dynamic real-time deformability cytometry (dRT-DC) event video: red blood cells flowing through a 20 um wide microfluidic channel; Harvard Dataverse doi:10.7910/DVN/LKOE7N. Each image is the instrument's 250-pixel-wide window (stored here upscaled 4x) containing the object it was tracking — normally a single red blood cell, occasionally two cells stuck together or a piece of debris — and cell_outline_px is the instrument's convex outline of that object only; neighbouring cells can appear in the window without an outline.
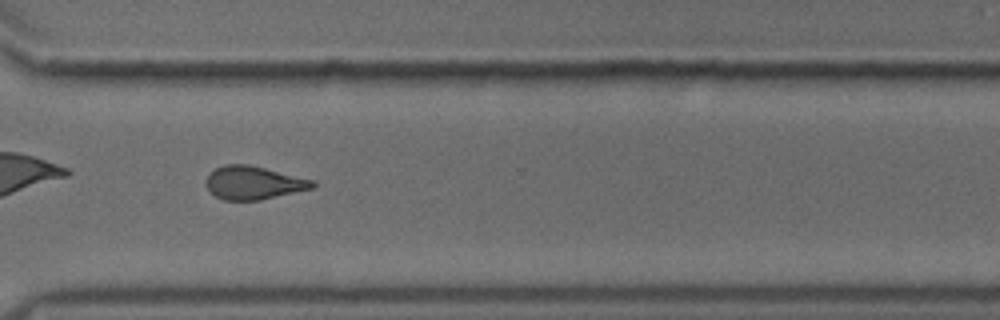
{"species": "common noctule bat (a hibernating species)", "species_latin": "Nyctalus noctula", "temperature_condition": "cold", "stored_images_in_passage": 33, "camera_frame_rate_fps": 3000, "um_per_image_px": 0.085, "animal": {"sex": "male", "body_mass_g": 18.8}, "frame": {"image": 1, "passage_image": 24, "time_ms": 7.667, "image_size_px": [1000, 320], "cell_outline_px": [[316, 184], [312, 188], [260, 200], [224, 200], [216, 196], [204, 184], [204, 180], [216, 168], [224, 164], [248, 164], [316, 180]], "centroid_in_image_um": [21.55, 15.53], "position_along_channel_um": 349.0, "area_um2": 20.58}, "authors_computed_cell_mechanics": {"area_um2": 21.2704, "velocity_mm_per_s": 3.7651, "shape_relaxation_time_tau1_ms": 4.5139, "shape_relaxation_time_tau2_ms": 3.1954, "deformation_change_tau1": 0.1276, "deformation_change_tau2": 0.1049}}